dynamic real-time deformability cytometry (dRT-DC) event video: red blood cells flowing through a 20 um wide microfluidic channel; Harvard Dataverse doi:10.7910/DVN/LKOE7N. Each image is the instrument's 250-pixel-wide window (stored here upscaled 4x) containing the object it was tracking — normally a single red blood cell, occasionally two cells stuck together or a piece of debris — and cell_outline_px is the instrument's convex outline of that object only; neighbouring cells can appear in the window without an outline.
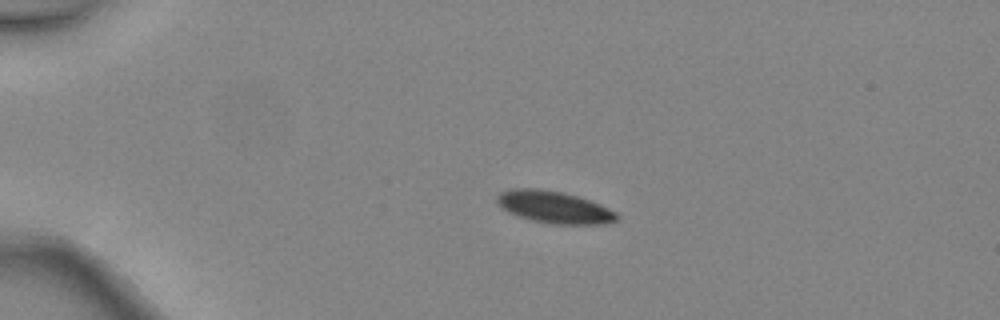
{"species": "common noctule bat (a hibernating species)", "species_latin": "Nyctalus noctula", "temperature_condition": "warm", "stored_images_in_passage": 2, "camera_frame_rate_fps": 3000, "um_per_image_px": 0.085, "animal": {"sex": "female", "body_mass_g": 24.6, "forearm_length_mm": 56.2}, "frame": {"image": 1, "passage_image": 1, "time_ms": 0.0, "image_size_px": [1000, 320], "cell_outline_px": [[620, 216], [616, 220], [608, 224], [548, 224], [516, 216], [500, 208], [496, 204], [496, 196], [500, 192], [512, 188], [540, 188], [564, 192], [600, 204], [616, 212]], "centroid_in_image_um": [47.06, 17.61], "position_along_channel_um": 37.9, "area_um2": 22.77}}